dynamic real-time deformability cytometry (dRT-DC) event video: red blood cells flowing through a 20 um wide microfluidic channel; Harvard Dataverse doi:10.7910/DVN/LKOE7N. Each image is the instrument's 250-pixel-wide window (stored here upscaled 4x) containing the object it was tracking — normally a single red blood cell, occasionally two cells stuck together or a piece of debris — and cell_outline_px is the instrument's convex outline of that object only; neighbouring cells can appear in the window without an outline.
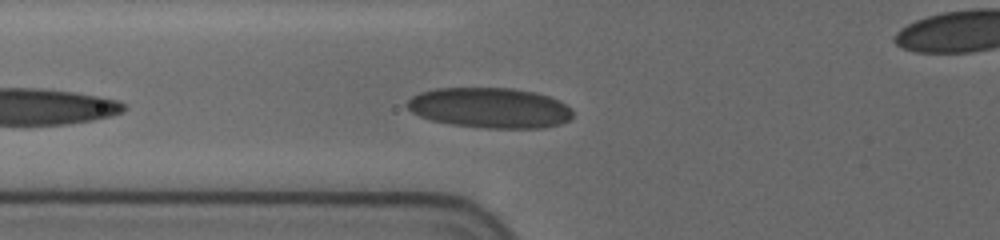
{"species": "human", "species_latin": "Homo sapiens", "temperature_condition": "cold", "stored_images_in_passage": 27, "camera_frame_rate_fps": 3000, "um_per_image_px": 0.085, "donor": {"sex": "female"}, "frame": {"image": 1, "passage_image": 5, "time_ms": 1.333, "image_size_px": [1000, 240], "cell_outline_px": [[572, 116], [568, 120], [560, 124], [544, 128], [484, 128], [452, 124], [432, 120], [420, 116], [412, 112], [404, 104], [412, 96], [420, 92], [436, 88], [512, 88], [536, 92], [560, 100], [572, 108]], "centroid_in_image_um": [41.65, 9.16], "position_along_channel_um": 84.1, "area_um2": 39.13}}